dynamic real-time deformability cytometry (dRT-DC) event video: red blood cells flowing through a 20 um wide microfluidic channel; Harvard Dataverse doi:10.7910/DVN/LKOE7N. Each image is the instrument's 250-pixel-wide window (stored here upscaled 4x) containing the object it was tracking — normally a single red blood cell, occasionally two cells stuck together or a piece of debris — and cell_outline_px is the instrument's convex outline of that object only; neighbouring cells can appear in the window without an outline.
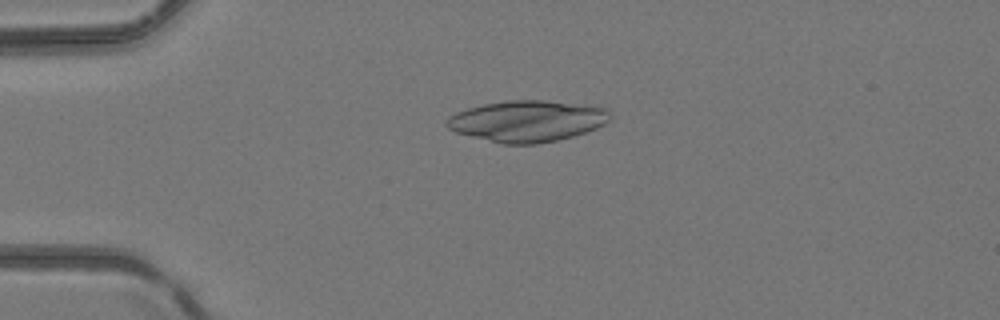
{"species": "common noctule bat (a hibernating species)", "species_latin": "Nyctalus noctula", "temperature_condition": "room temperature", "stored_images_in_passage": 3, "camera_frame_rate_fps": 3000, "um_per_image_px": 0.085, "animal": {"sex": "female", "body_mass_g": 24.6, "forearm_length_mm": 56.2}, "frame": {"image": 1, "passage_image": 3, "time_ms": 3.0, "image_size_px": [1000, 320], "cell_outline_px": [[612, 116], [604, 124], [596, 128], [572, 136], [556, 140], [536, 144], [504, 144], [456, 132], [448, 128], [444, 124], [448, 116], [456, 112], [468, 108], [484, 104], [508, 100], [544, 100], [604, 108]], "centroid_in_image_um": [44.76, 10.29], "position_along_channel_um": 40.2, "area_um2": 38.78}}